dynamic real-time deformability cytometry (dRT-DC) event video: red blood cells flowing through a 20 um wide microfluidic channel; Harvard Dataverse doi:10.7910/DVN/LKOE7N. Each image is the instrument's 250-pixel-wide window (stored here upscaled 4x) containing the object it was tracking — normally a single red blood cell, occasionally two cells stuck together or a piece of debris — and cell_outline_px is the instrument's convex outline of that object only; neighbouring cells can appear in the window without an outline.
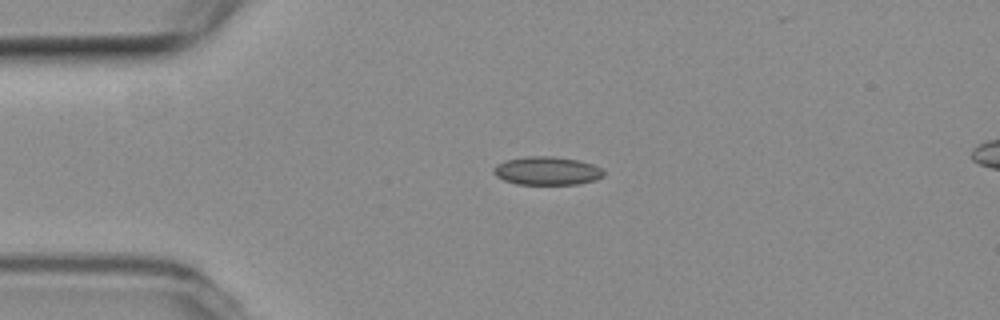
{"species": "common noctule bat (a hibernating species)", "species_latin": "Nyctalus noctula", "temperature_condition": "room temperature", "stored_images_in_passage": 43, "camera_frame_rate_fps": 3000, "um_per_image_px": 0.085, "animal": {"sex": "female", "body_mass_g": 19.3, "forearm_length_mm": 54.1}, "frame": {"image": 1, "passage_image": 1, "time_ms": 0.0, "image_size_px": [1000, 320], "cell_outline_px": [[604, 176], [596, 180], [576, 184], [516, 184], [504, 180], [496, 176], [492, 172], [492, 168], [496, 164], [504, 160], [524, 156], [552, 156], [580, 160], [592, 164], [600, 168], [604, 172]], "centroid_in_image_um": [46.46, 14.51], "position_along_channel_um": 38.5, "area_um2": 18.38}}
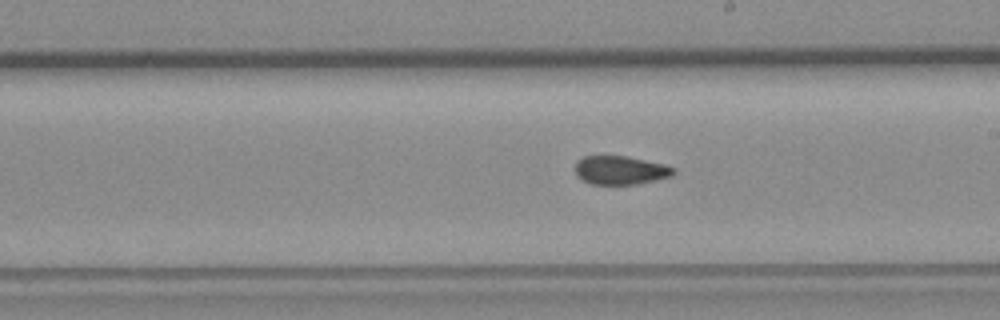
{"frame": {"image": 2, "passage_image": 19, "time_ms": 6.0, "image_size_px": [1000, 320], "cell_outline_px": [[676, 172], [672, 176], [636, 184], [588, 184], [576, 172], [576, 160], [584, 156], [628, 156], [664, 164], [672, 168]], "centroid_in_image_um": [52.73, 14.46], "position_along_channel_um": 236.3, "area_um2": 16.24}}
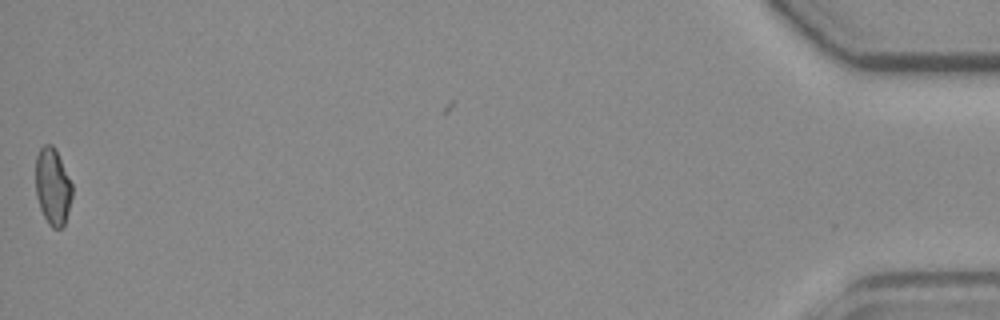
{"frame": {"image": 3, "passage_image": 43, "time_ms": 14.0, "image_size_px": [1000, 320], "cell_outline_px": [[72, 196], [68, 212], [64, 224], [60, 228], [52, 228], [48, 224], [40, 208], [36, 196], [36, 156], [40, 148], [44, 144], [52, 144], [56, 148], [72, 184]], "centroid_in_image_um": [4.48, 15.83], "position_along_channel_um": 430.7, "area_um2": 16.42}, "authors_computed_cell_mechanics": {"area_um2": 17.2244, "velocity_mm_per_s": 3.7599, "shape_relaxation_time_tau1_ms": null, "shape_relaxation_time_tau2_ms": 1.605, "deformation_change_tau1": null, "deformation_change_tau2": 0.0608}}